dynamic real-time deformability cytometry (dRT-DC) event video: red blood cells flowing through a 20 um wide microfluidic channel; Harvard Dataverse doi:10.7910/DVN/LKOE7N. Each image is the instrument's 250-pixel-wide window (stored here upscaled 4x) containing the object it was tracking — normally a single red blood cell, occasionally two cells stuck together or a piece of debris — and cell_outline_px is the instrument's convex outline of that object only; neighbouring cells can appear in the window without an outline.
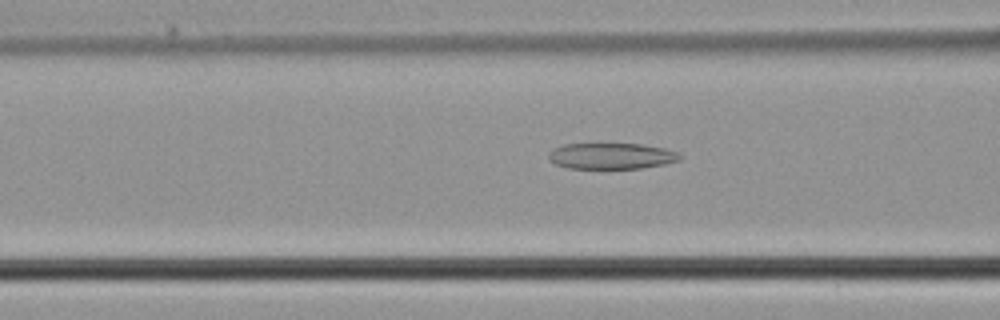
{"species": "common noctule bat (a hibernating species)", "species_latin": "Nyctalus noctula", "temperature_condition": "cold", "stored_images_in_passage": 15, "camera_frame_rate_fps": 3000, "um_per_image_px": 0.085, "animal": {"sex": "male", "body_mass_g": 21.5, "forearm_length_mm": 52.0}, "frame": {"image": 1, "passage_image": 7, "time_ms": 2.0, "image_size_px": [1000, 320], "cell_outline_px": [[680, 160], [664, 164], [640, 168], [568, 168], [556, 164], [548, 160], [548, 152], [552, 148], [564, 144], [640, 144], [664, 148], [676, 152], [680, 156]], "centroid_in_image_um": [51.91, 13.26], "position_along_channel_um": 114.7, "area_um2": 19.83}}
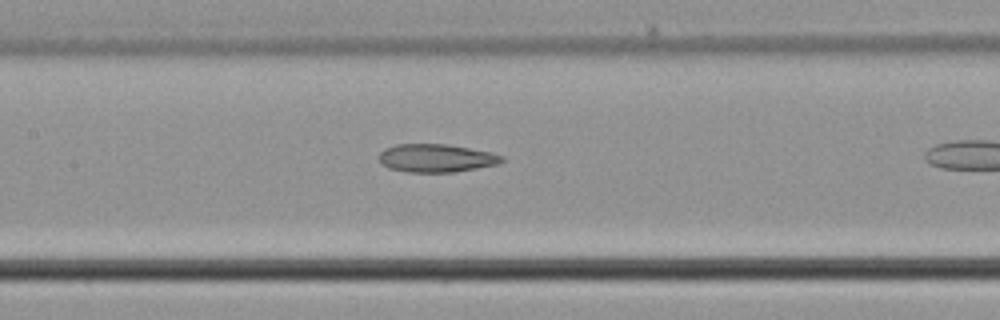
{"frame": {"image": 2, "passage_image": 11, "time_ms": 3.333, "image_size_px": [1000, 320], "cell_outline_px": [[504, 160], [496, 164], [476, 168], [452, 172], [408, 172], [388, 168], [380, 164], [380, 152], [384, 148], [396, 144], [444, 144], [492, 152], [504, 156]], "centroid_in_image_um": [37.04, 13.43], "position_along_channel_um": 170.4, "area_um2": 20.06}}